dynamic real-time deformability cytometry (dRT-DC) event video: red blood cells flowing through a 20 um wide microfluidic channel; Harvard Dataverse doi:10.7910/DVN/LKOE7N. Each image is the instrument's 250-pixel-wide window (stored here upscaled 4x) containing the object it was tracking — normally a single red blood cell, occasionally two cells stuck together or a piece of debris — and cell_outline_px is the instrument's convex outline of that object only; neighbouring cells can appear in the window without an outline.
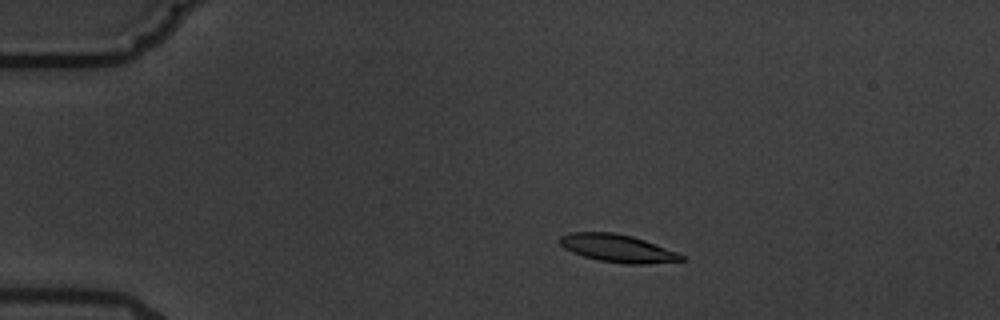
{"species": "common noctule bat (a hibernating species)", "species_latin": "Nyctalus noctula", "temperature_condition": "warm", "stored_images_in_passage": 6, "camera_frame_rate_fps": 3000, "um_per_image_px": 0.085, "animal": {"sex": "male", "body_mass_g": 19.5, "forearm_length_mm": 54.6}, "frame": {"image": 1, "passage_image": 3, "time_ms": 2.333, "image_size_px": [1000, 320], "cell_outline_px": [[688, 260], [644, 264], [624, 264], [600, 260], [584, 256], [572, 252], [564, 248], [560, 244], [560, 236], [572, 232], [612, 232], [632, 236], [644, 240], [688, 256]], "centroid_in_image_um": [52.54, 21.11], "position_along_channel_um": 32.5, "area_um2": 19.65}}